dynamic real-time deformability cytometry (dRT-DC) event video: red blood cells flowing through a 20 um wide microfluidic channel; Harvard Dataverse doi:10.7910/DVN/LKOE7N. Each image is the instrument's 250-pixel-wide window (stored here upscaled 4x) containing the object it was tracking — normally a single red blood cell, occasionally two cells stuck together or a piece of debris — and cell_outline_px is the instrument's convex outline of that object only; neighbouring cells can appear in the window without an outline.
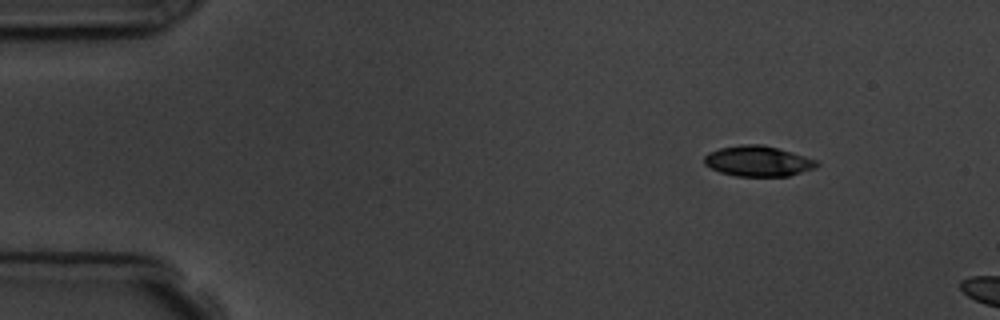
{"species": "common noctule bat (a hibernating species)", "species_latin": "Nyctalus noctula", "temperature_condition": "room temperature", "stored_images_in_passage": 3, "camera_frame_rate_fps": 3000, "um_per_image_px": 0.085, "animal": {"sex": "male", "body_mass_g": 19.5, "forearm_length_mm": 54.6}, "frame": {"image": 1, "passage_image": 1, "time_ms": 0.0, "image_size_px": [1000, 320], "cell_outline_px": [[820, 164], [816, 168], [788, 176], [736, 176], [720, 172], [704, 164], [704, 156], [708, 152], [720, 148], [740, 144], [760, 144], [792, 152], [816, 160]], "centroid_in_image_um": [64.42, 13.69], "position_along_channel_um": 20.6, "area_um2": 19.94}}